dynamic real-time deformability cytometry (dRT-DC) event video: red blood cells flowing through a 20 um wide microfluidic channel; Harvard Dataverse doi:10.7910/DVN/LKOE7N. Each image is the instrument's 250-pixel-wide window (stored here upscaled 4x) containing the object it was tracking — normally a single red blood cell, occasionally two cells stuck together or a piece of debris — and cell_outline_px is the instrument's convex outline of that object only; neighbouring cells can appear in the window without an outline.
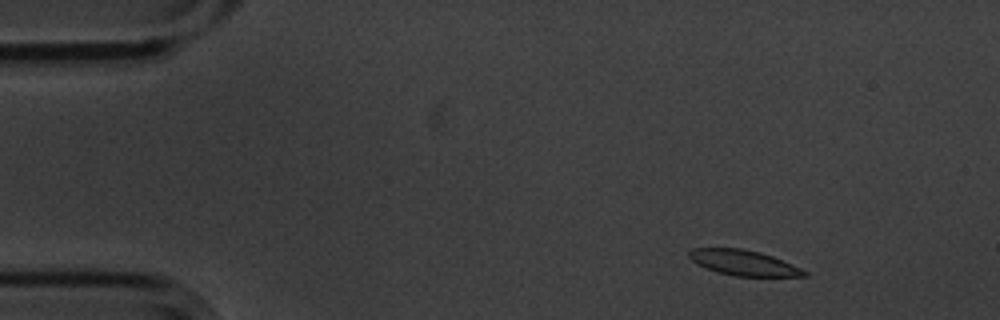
{"species": "common noctule bat (a hibernating species)", "species_latin": "Nyctalus noctula", "temperature_condition": "cold", "stored_images_in_passage": 6, "camera_frame_rate_fps": 3000, "um_per_image_px": 0.085, "animal": {"sex": "male", "body_mass_g": 20.1, "forearm_length_mm": 53.5}, "frame": {"image": 1, "passage_image": 2, "time_ms": 0.333, "image_size_px": [1000, 320], "cell_outline_px": [[808, 276], [736, 276], [716, 272], [696, 264], [688, 256], [688, 252], [692, 248], [744, 248], [760, 252], [772, 256], [800, 268], [808, 272]], "centroid_in_image_um": [63.17, 22.33], "position_along_channel_um": 21.8, "area_um2": 16.99}}
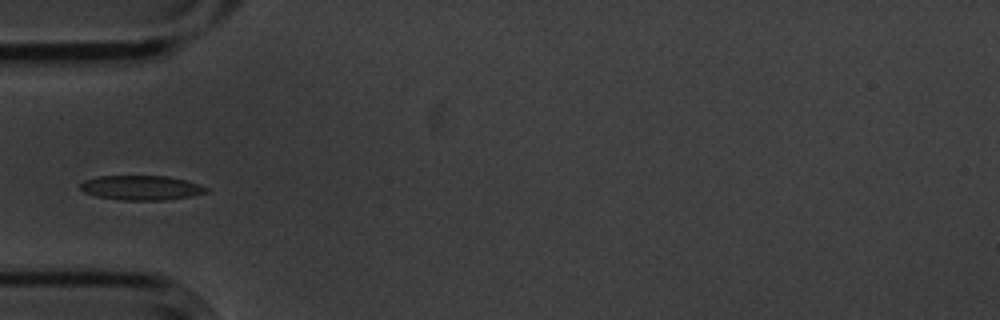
{"frame": {"image": 2, "passage_image": 5, "time_ms": 1.333, "image_size_px": [1000, 320], "cell_outline_px": [[208, 192], [192, 196], [164, 200], [120, 200], [96, 196], [84, 192], [80, 188], [80, 184], [84, 180], [100, 176], [168, 176], [200, 184], [208, 188]], "centroid_in_image_um": [12.01, 15.96], "position_along_channel_um": 73.0, "area_um2": 18.03}}
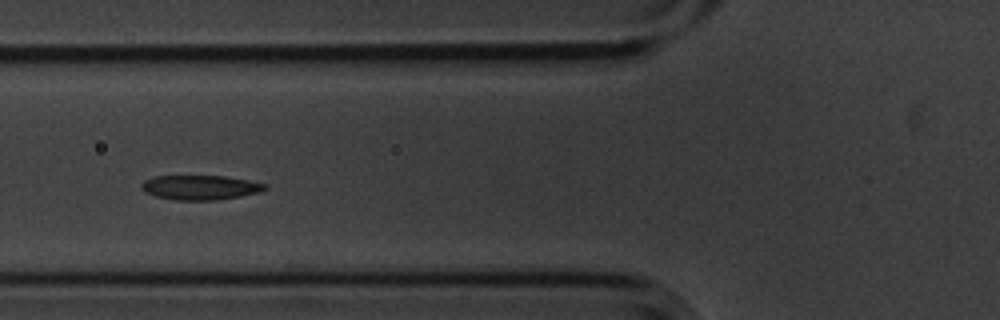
{"frame": {"image": 3, "passage_image": 6, "time_ms": 1.667, "image_size_px": [1000, 320], "cell_outline_px": [[268, 188], [260, 192], [240, 196], [212, 200], [176, 200], [156, 196], [144, 192], [140, 188], [140, 184], [144, 180], [152, 176], [224, 176], [248, 180], [268, 184]], "centroid_in_image_um": [17.0, 15.92], "position_along_channel_um": 108.8, "area_um2": 17.74}}